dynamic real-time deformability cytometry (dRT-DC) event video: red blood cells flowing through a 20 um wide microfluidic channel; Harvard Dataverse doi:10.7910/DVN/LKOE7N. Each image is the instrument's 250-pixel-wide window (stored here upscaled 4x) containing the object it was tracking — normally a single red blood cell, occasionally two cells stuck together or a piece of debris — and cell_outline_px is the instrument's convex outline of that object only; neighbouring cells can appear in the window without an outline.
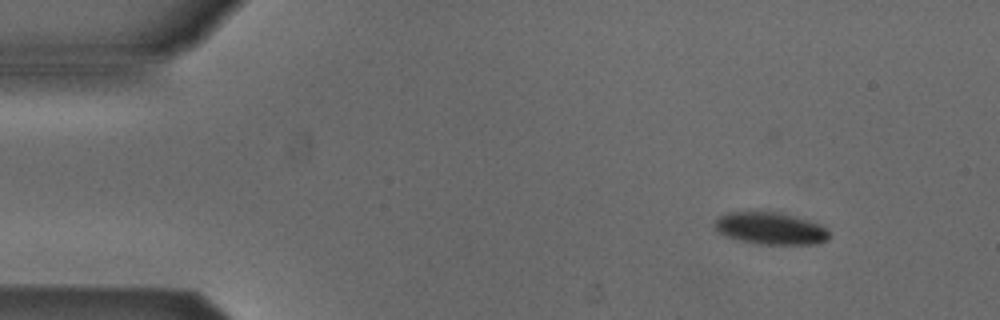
{"species": "Egyptian fruit bat (a non-hibernating species)", "species_latin": "Rousettus aegyptiacus", "temperature_condition": "cold", "stored_images_in_passage": 4, "camera_frame_rate_fps": 3000, "um_per_image_px": 0.085, "animal": {"sex": "male"}, "frame": {"image": 1, "passage_image": 1, "time_ms": 0.0, "image_size_px": [1000, 320], "cell_outline_px": [[828, 240], [816, 244], [756, 244], [724, 236], [716, 232], [712, 228], [712, 224], [720, 216], [728, 212], [776, 212], [808, 220], [820, 224], [828, 232]], "centroid_in_image_um": [65.42, 19.42], "position_along_channel_um": 19.6, "area_um2": 21.44}}
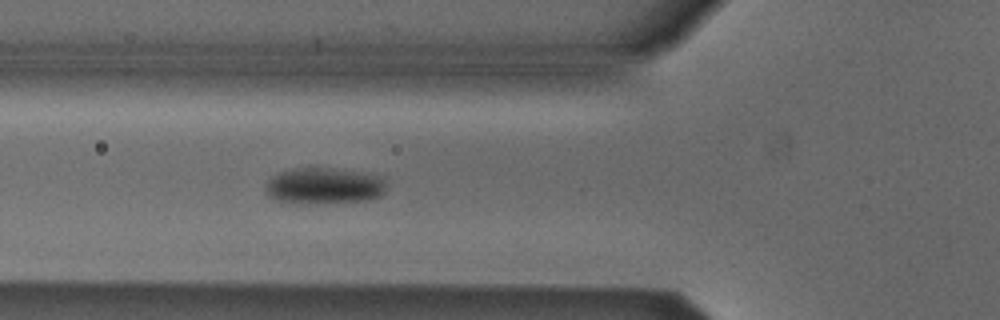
{"frame": {"image": 2, "passage_image": 4, "time_ms": 1.0, "image_size_px": [1000, 320], "cell_outline_px": [[384, 192], [380, 196], [368, 200], [308, 204], [292, 204], [276, 200], [268, 196], [268, 180], [272, 176], [280, 172], [292, 168], [320, 168], [356, 172], [384, 176]], "centroid_in_image_um": [27.53, 15.82], "position_along_channel_um": 98.3, "area_um2": 25.37}}